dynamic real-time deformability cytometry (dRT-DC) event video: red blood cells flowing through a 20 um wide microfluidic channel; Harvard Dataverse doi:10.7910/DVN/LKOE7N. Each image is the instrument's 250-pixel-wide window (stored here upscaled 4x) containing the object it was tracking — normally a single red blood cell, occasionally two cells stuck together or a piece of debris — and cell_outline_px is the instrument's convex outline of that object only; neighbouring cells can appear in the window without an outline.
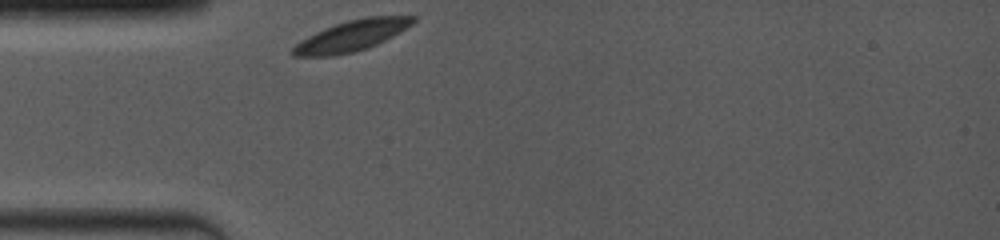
{"species": "common noctule bat (a hibernating species)", "species_latin": "Nyctalus noctula", "temperature_condition": "room temperature", "stored_images_in_passage": 25, "camera_frame_rate_fps": 4000, "um_per_image_px": 0.085, "animal": {"sex": "female", "body_mass_g": 19.0, "forearm_length_mm": 53.3}, "frame": {"image": 1, "passage_image": 1, "time_ms": 0.0, "image_size_px": [1000, 240], "cell_outline_px": [[416, 20], [412, 24], [392, 36], [368, 48], [352, 52], [332, 56], [292, 56], [292, 48], [300, 40], [324, 28], [348, 20], [364, 16], [416, 16]], "centroid_in_image_um": [29.87, 3.03], "position_along_channel_um": 55.1, "area_um2": 21.33}}
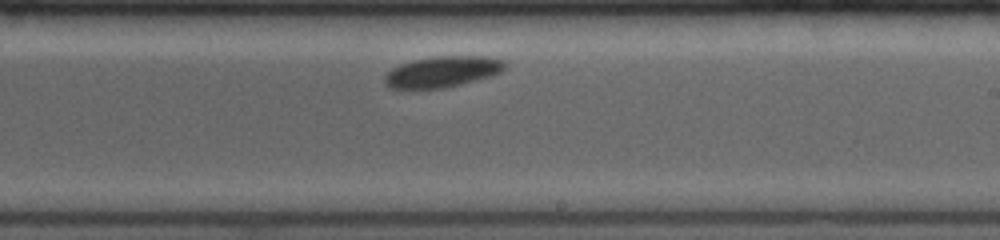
{"frame": {"image": 2, "passage_image": 15, "time_ms": 5.5, "image_size_px": [1000, 240], "cell_outline_px": [[508, 64], [500, 72], [492, 76], [444, 88], [388, 88], [384, 84], [384, 76], [392, 68], [400, 64], [412, 60], [432, 56], [492, 56], [504, 60]], "centroid_in_image_um": [37.62, 6.08], "position_along_channel_um": 251.4, "area_um2": 21.91}}
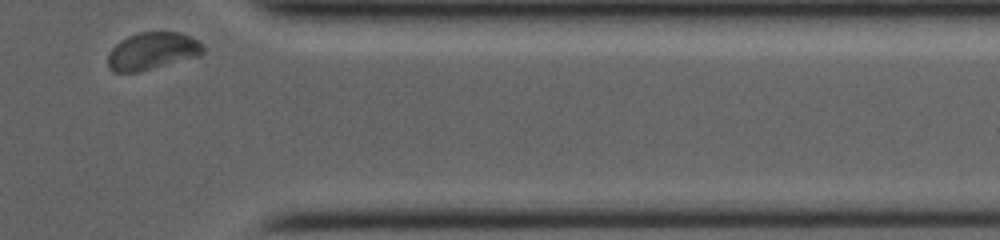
{"frame": {"image": 3, "passage_image": 25, "time_ms": 9.5, "image_size_px": [1000, 240], "cell_outline_px": [[204, 52], [200, 56], [136, 72], [112, 72], [108, 68], [108, 52], [120, 40], [128, 36], [140, 32], [180, 32], [196, 40], [204, 48]], "centroid_in_image_um": [12.91, 4.34], "position_along_channel_um": 398.5, "area_um2": 20.58}}